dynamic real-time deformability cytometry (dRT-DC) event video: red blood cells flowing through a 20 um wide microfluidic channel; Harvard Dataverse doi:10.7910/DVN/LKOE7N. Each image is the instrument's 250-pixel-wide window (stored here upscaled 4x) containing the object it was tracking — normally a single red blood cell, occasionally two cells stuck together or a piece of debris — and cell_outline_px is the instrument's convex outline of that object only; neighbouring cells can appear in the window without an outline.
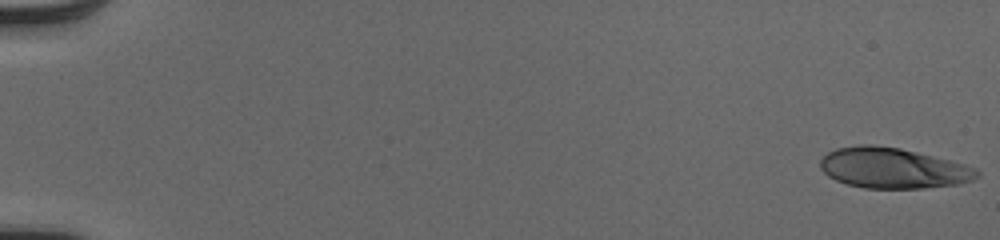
{"species": "human", "species_latin": "Homo sapiens", "temperature_condition": "cold", "stored_images_in_passage": 52, "camera_frame_rate_fps": 3000, "um_per_image_px": 0.085, "donor": {"sex": "male"}, "frame": {"image": 1, "passage_image": 1, "time_ms": 0.0, "image_size_px": [1000, 240], "cell_outline_px": [[980, 176], [972, 180], [960, 184], [924, 188], [864, 188], [848, 184], [836, 180], [828, 176], [820, 168], [820, 160], [828, 152], [836, 148], [860, 144], [872, 144], [900, 148], [964, 164], [976, 168], [980, 172]], "centroid_in_image_um": [75.9, 14.29], "position_along_channel_um": 9.1, "area_um2": 36.99}}
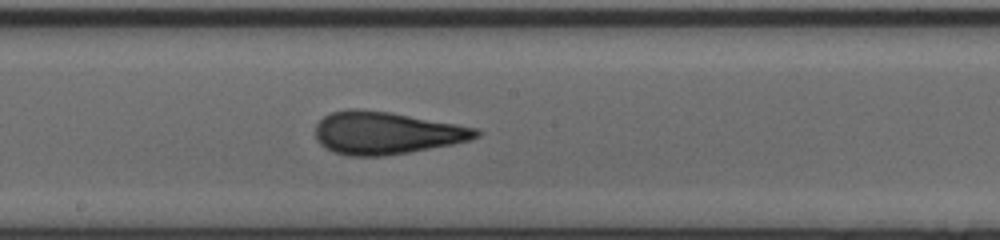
{"frame": {"image": 2, "passage_image": 30, "time_ms": 9.667, "image_size_px": [1000, 240], "cell_outline_px": [[484, 132], [480, 136], [468, 140], [452, 144], [408, 152], [384, 156], [348, 156], [332, 152], [324, 148], [316, 140], [316, 124], [324, 116], [332, 112], [348, 108], [356, 108], [388, 112], [480, 128]], "centroid_in_image_um": [32.82, 11.3], "position_along_channel_um": 215.4, "area_um2": 39.94}}
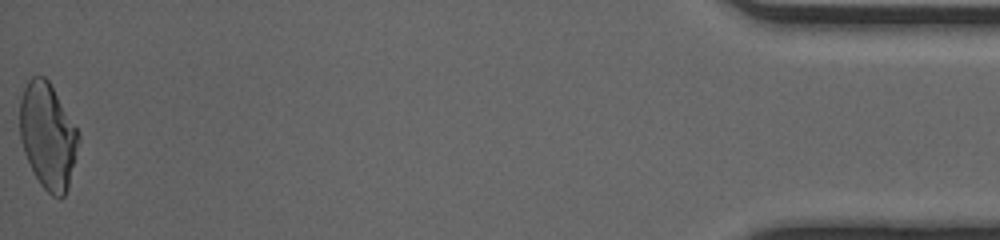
{"frame": {"image": 3, "passage_image": 52, "time_ms": 17.0, "image_size_px": [1000, 240], "cell_outline_px": [[80, 140], [68, 188], [64, 196], [60, 200], [52, 196], [40, 184], [24, 152], [20, 140], [20, 100], [24, 88], [28, 80], [32, 76], [44, 76], [48, 80], [76, 128], [80, 136]], "centroid_in_image_um": [4.06, 11.57], "position_along_channel_um": 431.1, "area_um2": 35.95}, "authors_computed_cell_mechanics": {"area_um2": 37.9457, "velocity_mm_per_s": 4.1297, "shape_relaxation_time_tau1_ms": 7.2216, "shape_relaxation_time_tau2_ms": 1.0244, "deformation_change_tau1": 0.2536, "deformation_change_tau2": 0.0788}}